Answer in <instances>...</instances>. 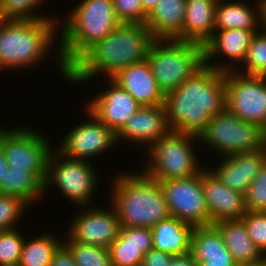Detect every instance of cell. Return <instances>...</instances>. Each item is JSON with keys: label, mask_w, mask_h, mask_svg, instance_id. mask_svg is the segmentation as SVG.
I'll return each instance as SVG.
<instances>
[{"label": "cell", "mask_w": 266, "mask_h": 266, "mask_svg": "<svg viewBox=\"0 0 266 266\" xmlns=\"http://www.w3.org/2000/svg\"><path fill=\"white\" fill-rule=\"evenodd\" d=\"M225 71L203 65L174 91L164 106L172 131L199 137L211 118L226 108Z\"/></svg>", "instance_id": "1"}, {"label": "cell", "mask_w": 266, "mask_h": 266, "mask_svg": "<svg viewBox=\"0 0 266 266\" xmlns=\"http://www.w3.org/2000/svg\"><path fill=\"white\" fill-rule=\"evenodd\" d=\"M154 40L145 24L120 23L68 71L69 84L83 85L102 75L111 79L127 66L145 61Z\"/></svg>", "instance_id": "2"}, {"label": "cell", "mask_w": 266, "mask_h": 266, "mask_svg": "<svg viewBox=\"0 0 266 266\" xmlns=\"http://www.w3.org/2000/svg\"><path fill=\"white\" fill-rule=\"evenodd\" d=\"M59 21L0 20V70L35 69L55 50V68L58 67L60 76L68 83V70L62 63L59 46H56L59 42Z\"/></svg>", "instance_id": "3"}, {"label": "cell", "mask_w": 266, "mask_h": 266, "mask_svg": "<svg viewBox=\"0 0 266 266\" xmlns=\"http://www.w3.org/2000/svg\"><path fill=\"white\" fill-rule=\"evenodd\" d=\"M121 170L110 183V205L121 227H149L170 217L160 183L140 170Z\"/></svg>", "instance_id": "4"}, {"label": "cell", "mask_w": 266, "mask_h": 266, "mask_svg": "<svg viewBox=\"0 0 266 266\" xmlns=\"http://www.w3.org/2000/svg\"><path fill=\"white\" fill-rule=\"evenodd\" d=\"M64 16L59 21L58 46L68 71L121 23L113 0H81Z\"/></svg>", "instance_id": "5"}, {"label": "cell", "mask_w": 266, "mask_h": 266, "mask_svg": "<svg viewBox=\"0 0 266 266\" xmlns=\"http://www.w3.org/2000/svg\"><path fill=\"white\" fill-rule=\"evenodd\" d=\"M198 142L197 136L171 130L143 153L147 157L142 171L157 182L189 178L200 173L205 165L201 158L198 159L200 155L195 148L200 146Z\"/></svg>", "instance_id": "6"}, {"label": "cell", "mask_w": 266, "mask_h": 266, "mask_svg": "<svg viewBox=\"0 0 266 266\" xmlns=\"http://www.w3.org/2000/svg\"><path fill=\"white\" fill-rule=\"evenodd\" d=\"M146 60L159 88L166 95L204 65L203 47L175 39H155Z\"/></svg>", "instance_id": "7"}, {"label": "cell", "mask_w": 266, "mask_h": 266, "mask_svg": "<svg viewBox=\"0 0 266 266\" xmlns=\"http://www.w3.org/2000/svg\"><path fill=\"white\" fill-rule=\"evenodd\" d=\"M98 175L100 173L92 162L66 157L53 147L47 162L45 199L51 189L56 187V191L59 190V194L69 199L72 205L94 206L93 201L101 178Z\"/></svg>", "instance_id": "8"}, {"label": "cell", "mask_w": 266, "mask_h": 266, "mask_svg": "<svg viewBox=\"0 0 266 266\" xmlns=\"http://www.w3.org/2000/svg\"><path fill=\"white\" fill-rule=\"evenodd\" d=\"M198 138L200 146L203 145L219 157L265 150L266 147L264 129L241 120L227 108L211 118Z\"/></svg>", "instance_id": "9"}, {"label": "cell", "mask_w": 266, "mask_h": 266, "mask_svg": "<svg viewBox=\"0 0 266 266\" xmlns=\"http://www.w3.org/2000/svg\"><path fill=\"white\" fill-rule=\"evenodd\" d=\"M18 126L7 128L3 125V128L0 124V146L8 166L15 170L47 172V162L54 142L43 131Z\"/></svg>", "instance_id": "10"}, {"label": "cell", "mask_w": 266, "mask_h": 266, "mask_svg": "<svg viewBox=\"0 0 266 266\" xmlns=\"http://www.w3.org/2000/svg\"><path fill=\"white\" fill-rule=\"evenodd\" d=\"M226 108L241 120L266 128V76L225 72Z\"/></svg>", "instance_id": "11"}, {"label": "cell", "mask_w": 266, "mask_h": 266, "mask_svg": "<svg viewBox=\"0 0 266 266\" xmlns=\"http://www.w3.org/2000/svg\"><path fill=\"white\" fill-rule=\"evenodd\" d=\"M159 183L170 216L193 227L212 225L202 186V171L189 178L169 179Z\"/></svg>", "instance_id": "12"}, {"label": "cell", "mask_w": 266, "mask_h": 266, "mask_svg": "<svg viewBox=\"0 0 266 266\" xmlns=\"http://www.w3.org/2000/svg\"><path fill=\"white\" fill-rule=\"evenodd\" d=\"M82 108L86 120H82L77 126L65 132L56 149L66 157L91 162L93 157H100L106 154L107 150L115 149L118 143L113 130L100 122L86 108Z\"/></svg>", "instance_id": "13"}, {"label": "cell", "mask_w": 266, "mask_h": 266, "mask_svg": "<svg viewBox=\"0 0 266 266\" xmlns=\"http://www.w3.org/2000/svg\"><path fill=\"white\" fill-rule=\"evenodd\" d=\"M106 206L76 207L66 234L73 240L85 244L108 248L120 232V222L115 209ZM99 207V208H98Z\"/></svg>", "instance_id": "14"}, {"label": "cell", "mask_w": 266, "mask_h": 266, "mask_svg": "<svg viewBox=\"0 0 266 266\" xmlns=\"http://www.w3.org/2000/svg\"><path fill=\"white\" fill-rule=\"evenodd\" d=\"M106 80L105 88L103 85V90L89 97L84 105L100 122L117 133L141 105L112 79Z\"/></svg>", "instance_id": "15"}, {"label": "cell", "mask_w": 266, "mask_h": 266, "mask_svg": "<svg viewBox=\"0 0 266 266\" xmlns=\"http://www.w3.org/2000/svg\"><path fill=\"white\" fill-rule=\"evenodd\" d=\"M256 32L239 28L215 30L203 45L204 64L220 71H235L244 61ZM221 57L227 60L221 61Z\"/></svg>", "instance_id": "16"}, {"label": "cell", "mask_w": 266, "mask_h": 266, "mask_svg": "<svg viewBox=\"0 0 266 266\" xmlns=\"http://www.w3.org/2000/svg\"><path fill=\"white\" fill-rule=\"evenodd\" d=\"M170 131L164 104L141 106L116 133V139L119 146L122 143H131V146H135V148L141 146L145 152L153 143Z\"/></svg>", "instance_id": "17"}, {"label": "cell", "mask_w": 266, "mask_h": 266, "mask_svg": "<svg viewBox=\"0 0 266 266\" xmlns=\"http://www.w3.org/2000/svg\"><path fill=\"white\" fill-rule=\"evenodd\" d=\"M202 186L211 224L239 220L247 212L244 195L222 183L208 166L202 170Z\"/></svg>", "instance_id": "18"}, {"label": "cell", "mask_w": 266, "mask_h": 266, "mask_svg": "<svg viewBox=\"0 0 266 266\" xmlns=\"http://www.w3.org/2000/svg\"><path fill=\"white\" fill-rule=\"evenodd\" d=\"M215 167H208L231 190L246 194L253 179L266 164L265 150L217 157ZM218 164V165H217ZM212 168V169H211Z\"/></svg>", "instance_id": "19"}, {"label": "cell", "mask_w": 266, "mask_h": 266, "mask_svg": "<svg viewBox=\"0 0 266 266\" xmlns=\"http://www.w3.org/2000/svg\"><path fill=\"white\" fill-rule=\"evenodd\" d=\"M111 79L141 106H155L165 102V95L159 88L147 60L127 66Z\"/></svg>", "instance_id": "20"}, {"label": "cell", "mask_w": 266, "mask_h": 266, "mask_svg": "<svg viewBox=\"0 0 266 266\" xmlns=\"http://www.w3.org/2000/svg\"><path fill=\"white\" fill-rule=\"evenodd\" d=\"M228 1V2H227ZM218 0L215 15V30L244 29L260 31L262 29V3L256 0L249 4L245 0Z\"/></svg>", "instance_id": "21"}, {"label": "cell", "mask_w": 266, "mask_h": 266, "mask_svg": "<svg viewBox=\"0 0 266 266\" xmlns=\"http://www.w3.org/2000/svg\"><path fill=\"white\" fill-rule=\"evenodd\" d=\"M218 0H186L182 41L203 45L215 31Z\"/></svg>", "instance_id": "22"}, {"label": "cell", "mask_w": 266, "mask_h": 266, "mask_svg": "<svg viewBox=\"0 0 266 266\" xmlns=\"http://www.w3.org/2000/svg\"><path fill=\"white\" fill-rule=\"evenodd\" d=\"M185 7L186 0H159L145 23L153 38L182 41Z\"/></svg>", "instance_id": "23"}, {"label": "cell", "mask_w": 266, "mask_h": 266, "mask_svg": "<svg viewBox=\"0 0 266 266\" xmlns=\"http://www.w3.org/2000/svg\"><path fill=\"white\" fill-rule=\"evenodd\" d=\"M190 253L196 262L207 261L209 265H236L219 230L213 224L194 227Z\"/></svg>", "instance_id": "24"}, {"label": "cell", "mask_w": 266, "mask_h": 266, "mask_svg": "<svg viewBox=\"0 0 266 266\" xmlns=\"http://www.w3.org/2000/svg\"><path fill=\"white\" fill-rule=\"evenodd\" d=\"M47 172H29L28 170L6 169L4 182H0V194L17 196L31 208L44 200V183ZM39 201V202H38Z\"/></svg>", "instance_id": "25"}, {"label": "cell", "mask_w": 266, "mask_h": 266, "mask_svg": "<svg viewBox=\"0 0 266 266\" xmlns=\"http://www.w3.org/2000/svg\"><path fill=\"white\" fill-rule=\"evenodd\" d=\"M153 248L175 255L190 252L191 236L194 227L170 216L152 228Z\"/></svg>", "instance_id": "26"}, {"label": "cell", "mask_w": 266, "mask_h": 266, "mask_svg": "<svg viewBox=\"0 0 266 266\" xmlns=\"http://www.w3.org/2000/svg\"><path fill=\"white\" fill-rule=\"evenodd\" d=\"M213 225L219 230L236 265L255 262L264 256L250 239L241 219L223 220Z\"/></svg>", "instance_id": "27"}, {"label": "cell", "mask_w": 266, "mask_h": 266, "mask_svg": "<svg viewBox=\"0 0 266 266\" xmlns=\"http://www.w3.org/2000/svg\"><path fill=\"white\" fill-rule=\"evenodd\" d=\"M25 240L22 246L19 266H50L54 252L63 243V239L53 232L40 233Z\"/></svg>", "instance_id": "28"}, {"label": "cell", "mask_w": 266, "mask_h": 266, "mask_svg": "<svg viewBox=\"0 0 266 266\" xmlns=\"http://www.w3.org/2000/svg\"><path fill=\"white\" fill-rule=\"evenodd\" d=\"M64 234L63 244L72 254L76 266H112L109 248L73 241Z\"/></svg>", "instance_id": "29"}, {"label": "cell", "mask_w": 266, "mask_h": 266, "mask_svg": "<svg viewBox=\"0 0 266 266\" xmlns=\"http://www.w3.org/2000/svg\"><path fill=\"white\" fill-rule=\"evenodd\" d=\"M44 0H0V20L35 21L56 19L57 16L40 14L38 10ZM37 9V11H36ZM50 16V17H49Z\"/></svg>", "instance_id": "30"}, {"label": "cell", "mask_w": 266, "mask_h": 266, "mask_svg": "<svg viewBox=\"0 0 266 266\" xmlns=\"http://www.w3.org/2000/svg\"><path fill=\"white\" fill-rule=\"evenodd\" d=\"M235 71L250 76H266V31L261 29L255 33L244 61Z\"/></svg>", "instance_id": "31"}, {"label": "cell", "mask_w": 266, "mask_h": 266, "mask_svg": "<svg viewBox=\"0 0 266 266\" xmlns=\"http://www.w3.org/2000/svg\"><path fill=\"white\" fill-rule=\"evenodd\" d=\"M28 207L30 206L17 196L0 194V232L16 229Z\"/></svg>", "instance_id": "32"}, {"label": "cell", "mask_w": 266, "mask_h": 266, "mask_svg": "<svg viewBox=\"0 0 266 266\" xmlns=\"http://www.w3.org/2000/svg\"><path fill=\"white\" fill-rule=\"evenodd\" d=\"M18 229L0 232V266L19 264L25 235Z\"/></svg>", "instance_id": "33"}, {"label": "cell", "mask_w": 266, "mask_h": 266, "mask_svg": "<svg viewBox=\"0 0 266 266\" xmlns=\"http://www.w3.org/2000/svg\"><path fill=\"white\" fill-rule=\"evenodd\" d=\"M108 248L112 266H141L144 255L120 235Z\"/></svg>", "instance_id": "34"}, {"label": "cell", "mask_w": 266, "mask_h": 266, "mask_svg": "<svg viewBox=\"0 0 266 266\" xmlns=\"http://www.w3.org/2000/svg\"><path fill=\"white\" fill-rule=\"evenodd\" d=\"M244 198L246 211L266 212V164L253 179Z\"/></svg>", "instance_id": "35"}, {"label": "cell", "mask_w": 266, "mask_h": 266, "mask_svg": "<svg viewBox=\"0 0 266 266\" xmlns=\"http://www.w3.org/2000/svg\"><path fill=\"white\" fill-rule=\"evenodd\" d=\"M248 235L259 251L266 256V212L247 211L241 217Z\"/></svg>", "instance_id": "36"}, {"label": "cell", "mask_w": 266, "mask_h": 266, "mask_svg": "<svg viewBox=\"0 0 266 266\" xmlns=\"http://www.w3.org/2000/svg\"><path fill=\"white\" fill-rule=\"evenodd\" d=\"M115 15L121 23L145 24L148 14L141 0H113Z\"/></svg>", "instance_id": "37"}, {"label": "cell", "mask_w": 266, "mask_h": 266, "mask_svg": "<svg viewBox=\"0 0 266 266\" xmlns=\"http://www.w3.org/2000/svg\"><path fill=\"white\" fill-rule=\"evenodd\" d=\"M119 235L134 244L143 255L153 249L152 229L149 227H121Z\"/></svg>", "instance_id": "38"}, {"label": "cell", "mask_w": 266, "mask_h": 266, "mask_svg": "<svg viewBox=\"0 0 266 266\" xmlns=\"http://www.w3.org/2000/svg\"><path fill=\"white\" fill-rule=\"evenodd\" d=\"M172 257L170 253L153 248L144 255L141 266H170Z\"/></svg>", "instance_id": "39"}, {"label": "cell", "mask_w": 266, "mask_h": 266, "mask_svg": "<svg viewBox=\"0 0 266 266\" xmlns=\"http://www.w3.org/2000/svg\"><path fill=\"white\" fill-rule=\"evenodd\" d=\"M50 266H76L72 254L63 243L54 252Z\"/></svg>", "instance_id": "40"}, {"label": "cell", "mask_w": 266, "mask_h": 266, "mask_svg": "<svg viewBox=\"0 0 266 266\" xmlns=\"http://www.w3.org/2000/svg\"><path fill=\"white\" fill-rule=\"evenodd\" d=\"M170 266H196L192 254L175 255L172 257Z\"/></svg>", "instance_id": "41"}, {"label": "cell", "mask_w": 266, "mask_h": 266, "mask_svg": "<svg viewBox=\"0 0 266 266\" xmlns=\"http://www.w3.org/2000/svg\"><path fill=\"white\" fill-rule=\"evenodd\" d=\"M8 167L9 166L7 163L5 153L2 149V147L0 146V182H4V175H5L6 169Z\"/></svg>", "instance_id": "42"}, {"label": "cell", "mask_w": 266, "mask_h": 266, "mask_svg": "<svg viewBox=\"0 0 266 266\" xmlns=\"http://www.w3.org/2000/svg\"><path fill=\"white\" fill-rule=\"evenodd\" d=\"M159 0H141L143 10L149 15L156 7Z\"/></svg>", "instance_id": "43"}, {"label": "cell", "mask_w": 266, "mask_h": 266, "mask_svg": "<svg viewBox=\"0 0 266 266\" xmlns=\"http://www.w3.org/2000/svg\"><path fill=\"white\" fill-rule=\"evenodd\" d=\"M237 266H266V256H263L261 259L255 261V262H250L247 264H240Z\"/></svg>", "instance_id": "44"}, {"label": "cell", "mask_w": 266, "mask_h": 266, "mask_svg": "<svg viewBox=\"0 0 266 266\" xmlns=\"http://www.w3.org/2000/svg\"><path fill=\"white\" fill-rule=\"evenodd\" d=\"M262 3V29L266 31V0H261Z\"/></svg>", "instance_id": "45"}, {"label": "cell", "mask_w": 266, "mask_h": 266, "mask_svg": "<svg viewBox=\"0 0 266 266\" xmlns=\"http://www.w3.org/2000/svg\"><path fill=\"white\" fill-rule=\"evenodd\" d=\"M196 266H237V265H209V262H196Z\"/></svg>", "instance_id": "46"}]
</instances>
